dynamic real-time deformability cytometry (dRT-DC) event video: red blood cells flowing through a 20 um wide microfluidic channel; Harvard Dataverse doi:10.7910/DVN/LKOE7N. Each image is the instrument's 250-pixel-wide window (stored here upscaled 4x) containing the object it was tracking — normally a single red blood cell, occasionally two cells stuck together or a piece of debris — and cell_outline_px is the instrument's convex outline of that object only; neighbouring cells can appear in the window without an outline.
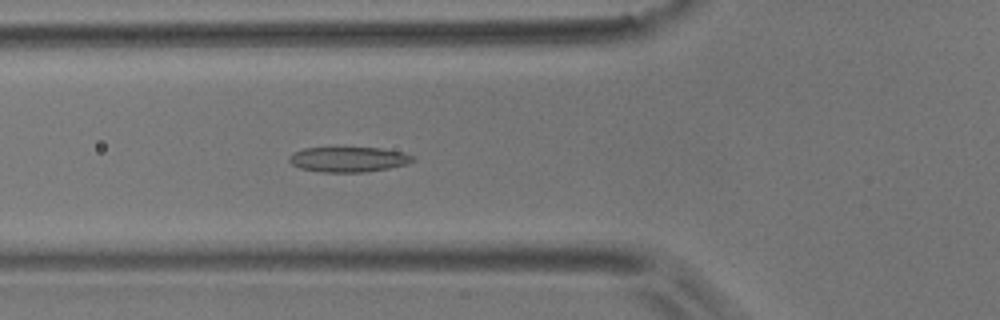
{"species": "common noctule bat (a hibernating species)", "species_latin": "Nyctalus noctula", "temperature_condition": "room temperature", "stored_images_in_passage": 55, "camera_frame_rate_fps": 3000, "um_per_image_px": 0.085, "animal": {"sex": "male", "body_mass_g": 17.9}, "frame": {"image": 1, "passage_image": 20, "time_ms": 6.333, "image_size_px": [1000, 320], "cell_outline_px": [[416, 160], [404, 164], [388, 168], [364, 172], [320, 172], [300, 168], [292, 164], [288, 160], [288, 156], [292, 152], [304, 148], [380, 148], [404, 152], [416, 156]], "centroid_in_image_um": [29.61, 13.54], "position_along_channel_um": 96.2, "area_um2": 18.15}}
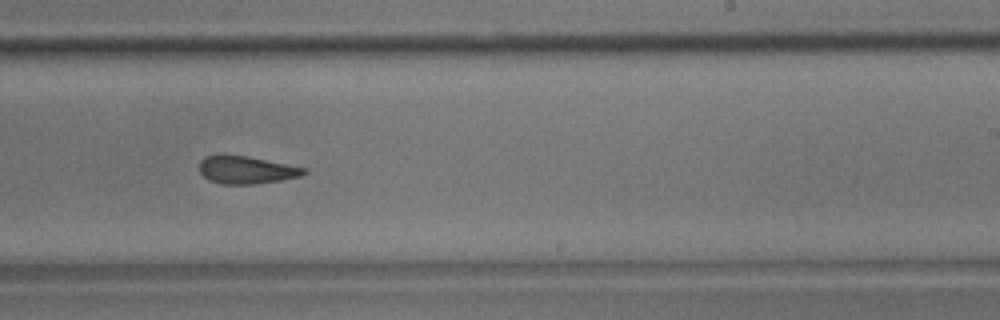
{"frame": {"image": 2, "passage_image": 34, "time_ms": 11.0, "image_size_px": [1000, 320], "cell_outline_px": [[308, 172], [300, 176], [280, 180], [252, 184], [220, 184], [208, 180], [200, 172], [200, 160], [204, 156], [220, 152], [224, 152], [248, 156], [304, 168]], "centroid_in_image_um": [20.84, 14.4], "position_along_channel_um": 268.2, "area_um2": 17.17}}
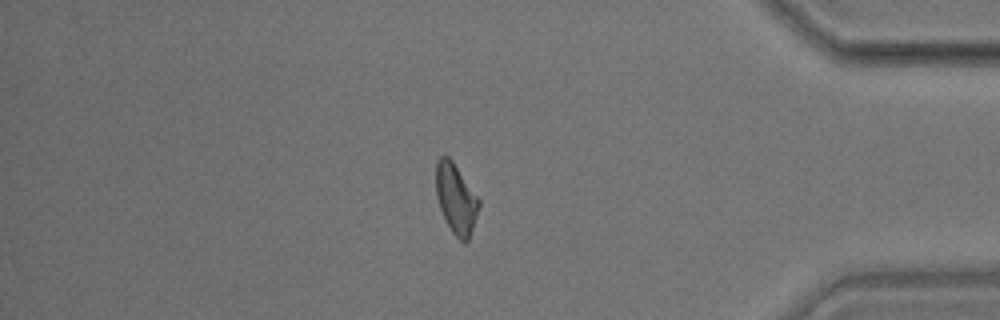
{"frame": {"image": 3, "passage_image": 47, "time_ms": 15.333, "image_size_px": [1000, 320], "cell_outline_px": [[480, 204], [468, 240], [464, 244], [452, 232], [440, 208], [436, 196], [436, 160], [440, 156], [448, 156], [452, 160], [480, 200]], "centroid_in_image_um": [38.74, 16.87], "position_along_channel_um": 396.5, "area_um2": 17.22}, "authors_computed_cell_mechanics": {"area_um2": 17.8602, "velocity_mm_per_s": 3.679, "shape_relaxation_time_tau1_ms": null, "shape_relaxation_time_tau2_ms": 3.2735, "deformation_change_tau1": null, "deformation_change_tau2": 0.0968}}